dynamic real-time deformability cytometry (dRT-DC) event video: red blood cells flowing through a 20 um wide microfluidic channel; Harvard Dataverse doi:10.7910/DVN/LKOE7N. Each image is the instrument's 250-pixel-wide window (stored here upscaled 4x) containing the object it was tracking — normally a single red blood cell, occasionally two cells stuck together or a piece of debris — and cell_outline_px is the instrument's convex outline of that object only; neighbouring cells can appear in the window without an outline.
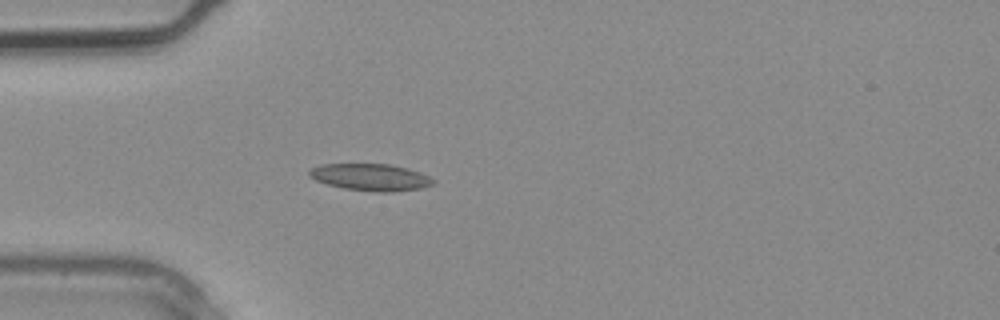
{"species": "common noctule bat (a hibernating species)", "species_latin": "Nyctalus noctula", "temperature_condition": "warm", "stored_images_in_passage": 2, "camera_frame_rate_fps": 3000, "um_per_image_px": 0.085, "animal": {"sex": "male", "body_mass_g": 20.4}, "frame": {"image": 1, "passage_image": 2, "time_ms": 0.333, "image_size_px": [1000, 320], "cell_outline_px": [[436, 184], [424, 188], [392, 192], [380, 192], [344, 188], [328, 184], [316, 180], [308, 176], [308, 172], [312, 168], [320, 164], [388, 164], [408, 168], [420, 172], [436, 180]], "centroid_in_image_um": [31.55, 15.06], "position_along_channel_um": 53.4, "area_um2": 19.54}}